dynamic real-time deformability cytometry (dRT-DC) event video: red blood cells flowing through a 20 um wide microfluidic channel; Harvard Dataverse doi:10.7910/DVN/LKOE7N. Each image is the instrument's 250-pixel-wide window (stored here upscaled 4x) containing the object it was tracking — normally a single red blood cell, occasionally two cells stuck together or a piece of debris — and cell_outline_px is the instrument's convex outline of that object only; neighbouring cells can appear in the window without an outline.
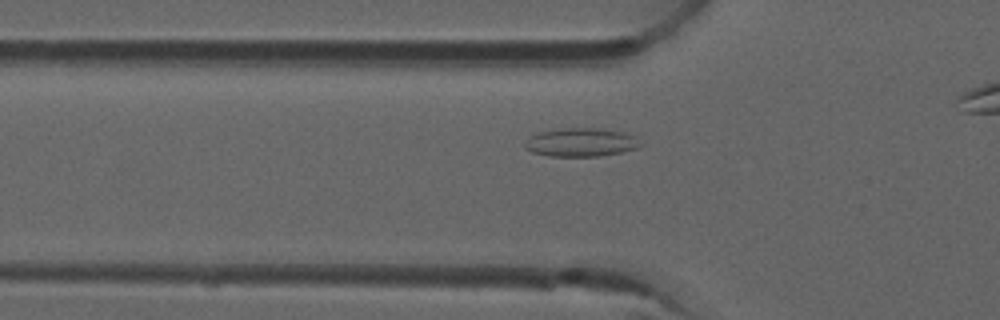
{"species": "common noctule bat (a hibernating species)", "species_latin": "Nyctalus noctula", "temperature_condition": "room temperature", "stored_images_in_passage": 37, "camera_frame_rate_fps": 3000, "um_per_image_px": 0.085, "animal": {"sex": "male", "forearm_length_mm": 52.5}, "frame": {"image": 1, "passage_image": 11, "time_ms": 3.333, "image_size_px": [1000, 320], "cell_outline_px": [[640, 148], [600, 156], [552, 156], [532, 152], [524, 148], [524, 140], [540, 132], [568, 128], [596, 128], [620, 132], [632, 136], [640, 144]], "centroid_in_image_um": [49.33, 12.11], "position_along_channel_um": 76.5, "area_um2": 18.79}}
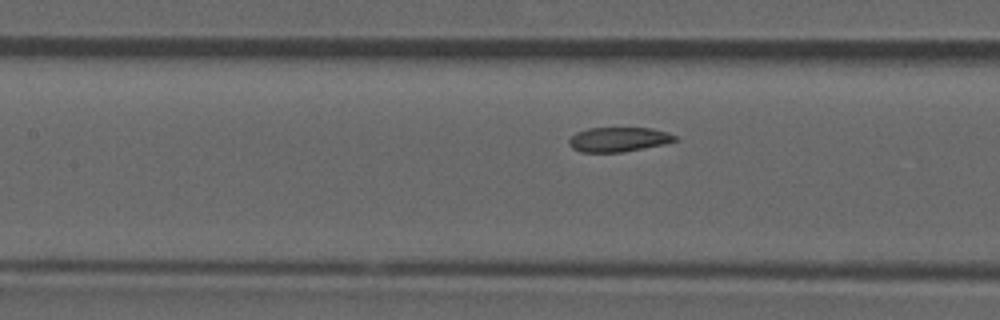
{"frame": {"image": 2, "passage_image": 17, "time_ms": 5.333, "image_size_px": [1000, 320], "cell_outline_px": [[676, 140], [664, 144], [620, 152], [580, 152], [572, 148], [568, 144], [568, 140], [576, 132], [588, 128], [652, 128], [668, 132], [676, 136]], "centroid_in_image_um": [52.54, 11.85], "position_along_channel_um": 154.9, "area_um2": 15.09}}
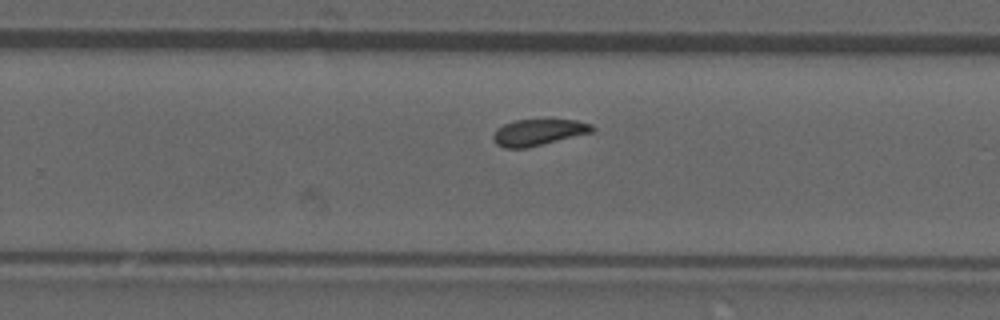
{"frame": {"image": 3, "passage_image": 27, "time_ms": 8.667, "image_size_px": [1000, 320], "cell_outline_px": [[596, 128], [592, 132], [528, 148], [504, 148], [496, 144], [492, 140], [492, 136], [496, 128], [512, 120], [576, 120], [592, 124]], "centroid_in_image_um": [45.73, 11.25], "position_along_channel_um": 284.1, "area_um2": 15.32}}